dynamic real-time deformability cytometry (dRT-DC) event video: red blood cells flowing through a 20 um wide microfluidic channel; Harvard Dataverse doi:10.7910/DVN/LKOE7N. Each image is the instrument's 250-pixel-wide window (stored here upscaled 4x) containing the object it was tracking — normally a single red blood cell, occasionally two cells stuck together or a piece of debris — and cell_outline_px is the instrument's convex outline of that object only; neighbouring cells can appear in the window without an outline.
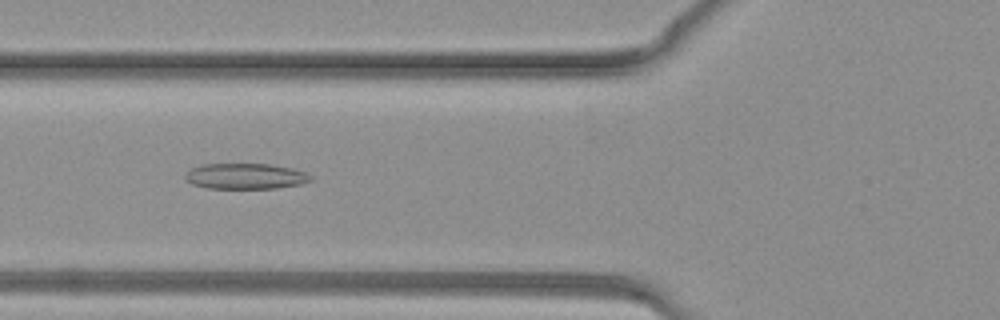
{"species": "common noctule bat (a hibernating species)", "species_latin": "Nyctalus noctula", "temperature_condition": "warm", "stored_images_in_passage": 27, "camera_frame_rate_fps": 3000, "um_per_image_px": 0.085, "animal": {"sex": "female", "body_mass_g": 19.3, "forearm_length_mm": 54.1}, "frame": {"image": 1, "passage_image": 3, "time_ms": 0.667, "image_size_px": [1000, 320], "cell_outline_px": [[312, 180], [300, 184], [276, 188], [208, 188], [192, 184], [184, 176], [184, 172], [200, 164], [272, 164], [292, 168], [304, 172], [312, 176]], "centroid_in_image_um": [20.85, 14.97], "position_along_channel_um": 105.0, "area_um2": 18.79}}
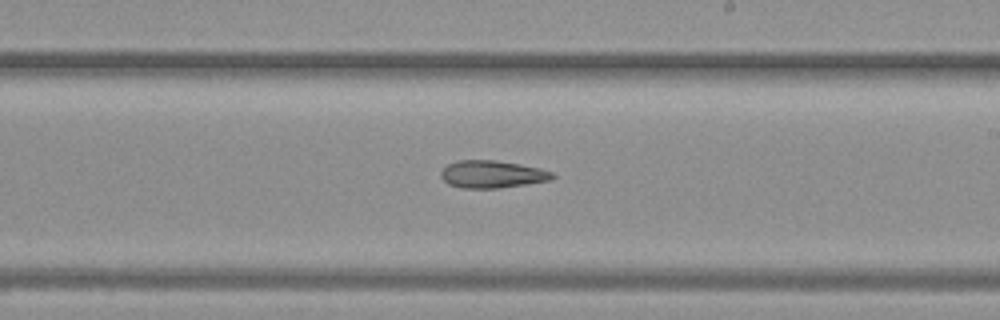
{"frame": {"image": 2, "passage_image": 11, "time_ms": 3.333, "image_size_px": [1000, 320], "cell_outline_px": [[556, 176], [552, 180], [500, 188], [460, 188], [448, 184], [440, 176], [440, 172], [448, 164], [460, 160], [496, 160], [520, 164], [540, 168], [552, 172]], "centroid_in_image_um": [41.84, 14.81], "position_along_channel_um": 247.2, "area_um2": 17.92}}
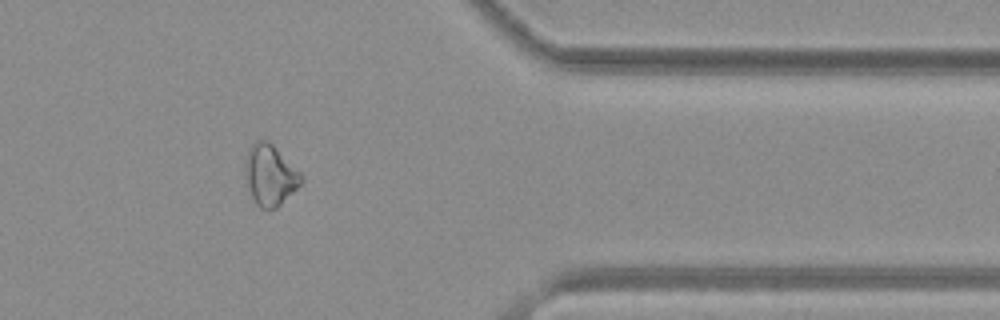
{"frame": {"image": 3, "passage_image": 20, "time_ms": 6.333, "image_size_px": [1000, 320], "cell_outline_px": [[304, 180], [276, 208], [260, 208], [256, 204], [252, 196], [248, 184], [244, 168], [244, 160], [248, 148], [256, 140], [268, 140], [304, 176]], "centroid_in_image_um": [22.94, 14.85], "position_along_channel_um": 388.5, "area_um2": 19.59}}